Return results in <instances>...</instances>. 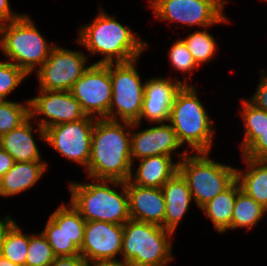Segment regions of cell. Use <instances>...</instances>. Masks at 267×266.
Wrapping results in <instances>:
<instances>
[{"label": "cell", "instance_id": "obj_3", "mask_svg": "<svg viewBox=\"0 0 267 266\" xmlns=\"http://www.w3.org/2000/svg\"><path fill=\"white\" fill-rule=\"evenodd\" d=\"M69 181L70 202L85 221H104L123 225L130 219L126 182L93 179ZM120 189V191H118Z\"/></svg>", "mask_w": 267, "mask_h": 266}, {"label": "cell", "instance_id": "obj_29", "mask_svg": "<svg viewBox=\"0 0 267 266\" xmlns=\"http://www.w3.org/2000/svg\"><path fill=\"white\" fill-rule=\"evenodd\" d=\"M30 117V101H0V137L22 125Z\"/></svg>", "mask_w": 267, "mask_h": 266}, {"label": "cell", "instance_id": "obj_39", "mask_svg": "<svg viewBox=\"0 0 267 266\" xmlns=\"http://www.w3.org/2000/svg\"><path fill=\"white\" fill-rule=\"evenodd\" d=\"M90 266H129V264L121 258L119 259H108V260H99L90 263Z\"/></svg>", "mask_w": 267, "mask_h": 266}, {"label": "cell", "instance_id": "obj_36", "mask_svg": "<svg viewBox=\"0 0 267 266\" xmlns=\"http://www.w3.org/2000/svg\"><path fill=\"white\" fill-rule=\"evenodd\" d=\"M9 0H0V25L20 18L24 13H19L11 8Z\"/></svg>", "mask_w": 267, "mask_h": 266}, {"label": "cell", "instance_id": "obj_16", "mask_svg": "<svg viewBox=\"0 0 267 266\" xmlns=\"http://www.w3.org/2000/svg\"><path fill=\"white\" fill-rule=\"evenodd\" d=\"M174 78V79H173ZM152 77L145 82L142 111L137 123L148 124L168 122L176 93L183 84L175 77Z\"/></svg>", "mask_w": 267, "mask_h": 266}, {"label": "cell", "instance_id": "obj_40", "mask_svg": "<svg viewBox=\"0 0 267 266\" xmlns=\"http://www.w3.org/2000/svg\"><path fill=\"white\" fill-rule=\"evenodd\" d=\"M13 217H11L9 214H6L4 217L1 216L0 218V235L3 230V228L11 221Z\"/></svg>", "mask_w": 267, "mask_h": 266}, {"label": "cell", "instance_id": "obj_5", "mask_svg": "<svg viewBox=\"0 0 267 266\" xmlns=\"http://www.w3.org/2000/svg\"><path fill=\"white\" fill-rule=\"evenodd\" d=\"M27 13L20 18L0 25V52L5 60L33 74L49 57L57 44L48 41Z\"/></svg>", "mask_w": 267, "mask_h": 266}, {"label": "cell", "instance_id": "obj_18", "mask_svg": "<svg viewBox=\"0 0 267 266\" xmlns=\"http://www.w3.org/2000/svg\"><path fill=\"white\" fill-rule=\"evenodd\" d=\"M130 219L164 228L165 200L161 188L142 187L126 181Z\"/></svg>", "mask_w": 267, "mask_h": 266}, {"label": "cell", "instance_id": "obj_41", "mask_svg": "<svg viewBox=\"0 0 267 266\" xmlns=\"http://www.w3.org/2000/svg\"><path fill=\"white\" fill-rule=\"evenodd\" d=\"M0 266H18L0 254Z\"/></svg>", "mask_w": 267, "mask_h": 266}, {"label": "cell", "instance_id": "obj_34", "mask_svg": "<svg viewBox=\"0 0 267 266\" xmlns=\"http://www.w3.org/2000/svg\"><path fill=\"white\" fill-rule=\"evenodd\" d=\"M240 156L252 160H267V132L261 133Z\"/></svg>", "mask_w": 267, "mask_h": 266}, {"label": "cell", "instance_id": "obj_13", "mask_svg": "<svg viewBox=\"0 0 267 266\" xmlns=\"http://www.w3.org/2000/svg\"><path fill=\"white\" fill-rule=\"evenodd\" d=\"M140 125L137 122L131 123L132 162L157 155H168L172 157L176 155L175 160L179 162L188 154L185 147L183 148V152H180L183 146L178 141L176 132L169 122L152 123L150 125L151 127L148 125L143 130H139Z\"/></svg>", "mask_w": 267, "mask_h": 266}, {"label": "cell", "instance_id": "obj_6", "mask_svg": "<svg viewBox=\"0 0 267 266\" xmlns=\"http://www.w3.org/2000/svg\"><path fill=\"white\" fill-rule=\"evenodd\" d=\"M123 228L121 258L129 266H168L173 262V232L133 219Z\"/></svg>", "mask_w": 267, "mask_h": 266}, {"label": "cell", "instance_id": "obj_28", "mask_svg": "<svg viewBox=\"0 0 267 266\" xmlns=\"http://www.w3.org/2000/svg\"><path fill=\"white\" fill-rule=\"evenodd\" d=\"M206 27L204 29H196L192 33H188L186 37H182L189 52L192 54L194 61L199 67L213 61L218 52V43L213 34Z\"/></svg>", "mask_w": 267, "mask_h": 266}, {"label": "cell", "instance_id": "obj_27", "mask_svg": "<svg viewBox=\"0 0 267 266\" xmlns=\"http://www.w3.org/2000/svg\"><path fill=\"white\" fill-rule=\"evenodd\" d=\"M58 206L49 217L65 231L69 239L81 249L84 231L85 219L81 216L80 212L72 205V203L64 202Z\"/></svg>", "mask_w": 267, "mask_h": 266}, {"label": "cell", "instance_id": "obj_19", "mask_svg": "<svg viewBox=\"0 0 267 266\" xmlns=\"http://www.w3.org/2000/svg\"><path fill=\"white\" fill-rule=\"evenodd\" d=\"M174 159L168 155H157L133 161L129 181L136 186L162 188L178 172L179 162Z\"/></svg>", "mask_w": 267, "mask_h": 266}, {"label": "cell", "instance_id": "obj_21", "mask_svg": "<svg viewBox=\"0 0 267 266\" xmlns=\"http://www.w3.org/2000/svg\"><path fill=\"white\" fill-rule=\"evenodd\" d=\"M47 161L15 162L0 178V197L21 195L32 189L47 174Z\"/></svg>", "mask_w": 267, "mask_h": 266}, {"label": "cell", "instance_id": "obj_7", "mask_svg": "<svg viewBox=\"0 0 267 266\" xmlns=\"http://www.w3.org/2000/svg\"><path fill=\"white\" fill-rule=\"evenodd\" d=\"M210 155L211 152H190L179 161L178 172L186 180L199 209L236 181L237 167L218 162Z\"/></svg>", "mask_w": 267, "mask_h": 266}, {"label": "cell", "instance_id": "obj_2", "mask_svg": "<svg viewBox=\"0 0 267 266\" xmlns=\"http://www.w3.org/2000/svg\"><path fill=\"white\" fill-rule=\"evenodd\" d=\"M132 164L131 122L96 119L85 176L126 182Z\"/></svg>", "mask_w": 267, "mask_h": 266}, {"label": "cell", "instance_id": "obj_10", "mask_svg": "<svg viewBox=\"0 0 267 266\" xmlns=\"http://www.w3.org/2000/svg\"><path fill=\"white\" fill-rule=\"evenodd\" d=\"M56 44L46 61L35 71L38 90L70 91L75 81L89 68L86 51L63 48ZM82 51V52H81Z\"/></svg>", "mask_w": 267, "mask_h": 266}, {"label": "cell", "instance_id": "obj_9", "mask_svg": "<svg viewBox=\"0 0 267 266\" xmlns=\"http://www.w3.org/2000/svg\"><path fill=\"white\" fill-rule=\"evenodd\" d=\"M136 58L129 62L110 63L112 99L109 106V120L137 122L144 98L145 81L138 72Z\"/></svg>", "mask_w": 267, "mask_h": 266}, {"label": "cell", "instance_id": "obj_14", "mask_svg": "<svg viewBox=\"0 0 267 266\" xmlns=\"http://www.w3.org/2000/svg\"><path fill=\"white\" fill-rule=\"evenodd\" d=\"M37 91V96L29 98L30 117L44 130L58 124L78 121L86 116L79 101L70 91Z\"/></svg>", "mask_w": 267, "mask_h": 266}, {"label": "cell", "instance_id": "obj_17", "mask_svg": "<svg viewBox=\"0 0 267 266\" xmlns=\"http://www.w3.org/2000/svg\"><path fill=\"white\" fill-rule=\"evenodd\" d=\"M34 122L29 117L22 125L0 137V147L7 151L15 162L44 161L34 136L37 135L45 144V130Z\"/></svg>", "mask_w": 267, "mask_h": 266}, {"label": "cell", "instance_id": "obj_24", "mask_svg": "<svg viewBox=\"0 0 267 266\" xmlns=\"http://www.w3.org/2000/svg\"><path fill=\"white\" fill-rule=\"evenodd\" d=\"M14 218L0 235V254L18 266H25L28 250V234Z\"/></svg>", "mask_w": 267, "mask_h": 266}, {"label": "cell", "instance_id": "obj_31", "mask_svg": "<svg viewBox=\"0 0 267 266\" xmlns=\"http://www.w3.org/2000/svg\"><path fill=\"white\" fill-rule=\"evenodd\" d=\"M44 227L42 233L46 236L56 257H71L80 254V249L50 217Z\"/></svg>", "mask_w": 267, "mask_h": 266}, {"label": "cell", "instance_id": "obj_1", "mask_svg": "<svg viewBox=\"0 0 267 266\" xmlns=\"http://www.w3.org/2000/svg\"><path fill=\"white\" fill-rule=\"evenodd\" d=\"M97 12L92 21L80 25L78 37L73 41L87 50L89 58L102 56L94 64L129 62L151 48L129 25L106 13L103 6Z\"/></svg>", "mask_w": 267, "mask_h": 266}, {"label": "cell", "instance_id": "obj_38", "mask_svg": "<svg viewBox=\"0 0 267 266\" xmlns=\"http://www.w3.org/2000/svg\"><path fill=\"white\" fill-rule=\"evenodd\" d=\"M15 160L4 149L0 147V178L14 165Z\"/></svg>", "mask_w": 267, "mask_h": 266}, {"label": "cell", "instance_id": "obj_26", "mask_svg": "<svg viewBox=\"0 0 267 266\" xmlns=\"http://www.w3.org/2000/svg\"><path fill=\"white\" fill-rule=\"evenodd\" d=\"M239 102L241 107L236 111H239L238 115L244 124V137L238 145L241 154L261 133L267 132V112L257 108L247 98Z\"/></svg>", "mask_w": 267, "mask_h": 266}, {"label": "cell", "instance_id": "obj_4", "mask_svg": "<svg viewBox=\"0 0 267 266\" xmlns=\"http://www.w3.org/2000/svg\"><path fill=\"white\" fill-rule=\"evenodd\" d=\"M198 92L196 85L182 86L175 95L168 121L180 144L188 147V153L211 152L215 145V122Z\"/></svg>", "mask_w": 267, "mask_h": 266}, {"label": "cell", "instance_id": "obj_30", "mask_svg": "<svg viewBox=\"0 0 267 266\" xmlns=\"http://www.w3.org/2000/svg\"><path fill=\"white\" fill-rule=\"evenodd\" d=\"M167 53V57L169 58L168 60L170 62L169 66L173 68V71L176 70L179 73L181 72L180 74H183V79L181 80L183 86L193 85L189 84V81L191 80L194 71L198 70L200 67L194 61L192 54L189 52L184 40L181 37L178 39L176 38V41L173 42L169 48V52Z\"/></svg>", "mask_w": 267, "mask_h": 266}, {"label": "cell", "instance_id": "obj_11", "mask_svg": "<svg viewBox=\"0 0 267 266\" xmlns=\"http://www.w3.org/2000/svg\"><path fill=\"white\" fill-rule=\"evenodd\" d=\"M96 119L86 115L78 121L51 126L45 129V144L67 161L86 169L90 159L92 131Z\"/></svg>", "mask_w": 267, "mask_h": 266}, {"label": "cell", "instance_id": "obj_37", "mask_svg": "<svg viewBox=\"0 0 267 266\" xmlns=\"http://www.w3.org/2000/svg\"><path fill=\"white\" fill-rule=\"evenodd\" d=\"M50 266H90L81 254L71 257H56Z\"/></svg>", "mask_w": 267, "mask_h": 266}, {"label": "cell", "instance_id": "obj_25", "mask_svg": "<svg viewBox=\"0 0 267 266\" xmlns=\"http://www.w3.org/2000/svg\"><path fill=\"white\" fill-rule=\"evenodd\" d=\"M267 210L242 190L236 194L233 207L231 231L249 230L257 227L265 219Z\"/></svg>", "mask_w": 267, "mask_h": 266}, {"label": "cell", "instance_id": "obj_35", "mask_svg": "<svg viewBox=\"0 0 267 266\" xmlns=\"http://www.w3.org/2000/svg\"><path fill=\"white\" fill-rule=\"evenodd\" d=\"M260 80L252 96L247 98L257 108L267 112V71L261 69Z\"/></svg>", "mask_w": 267, "mask_h": 266}, {"label": "cell", "instance_id": "obj_12", "mask_svg": "<svg viewBox=\"0 0 267 266\" xmlns=\"http://www.w3.org/2000/svg\"><path fill=\"white\" fill-rule=\"evenodd\" d=\"M70 93L79 101L87 116L109 120L112 99L110 63H90L89 68L75 81Z\"/></svg>", "mask_w": 267, "mask_h": 266}, {"label": "cell", "instance_id": "obj_20", "mask_svg": "<svg viewBox=\"0 0 267 266\" xmlns=\"http://www.w3.org/2000/svg\"><path fill=\"white\" fill-rule=\"evenodd\" d=\"M165 200L164 229L174 234L179 223L190 211L193 201L191 192L183 176L177 172L161 188Z\"/></svg>", "mask_w": 267, "mask_h": 266}, {"label": "cell", "instance_id": "obj_22", "mask_svg": "<svg viewBox=\"0 0 267 266\" xmlns=\"http://www.w3.org/2000/svg\"><path fill=\"white\" fill-rule=\"evenodd\" d=\"M245 168H236L240 189L267 210V160L243 157Z\"/></svg>", "mask_w": 267, "mask_h": 266}, {"label": "cell", "instance_id": "obj_15", "mask_svg": "<svg viewBox=\"0 0 267 266\" xmlns=\"http://www.w3.org/2000/svg\"><path fill=\"white\" fill-rule=\"evenodd\" d=\"M124 228L104 221H86L80 254L90 263L119 259L122 253Z\"/></svg>", "mask_w": 267, "mask_h": 266}, {"label": "cell", "instance_id": "obj_8", "mask_svg": "<svg viewBox=\"0 0 267 266\" xmlns=\"http://www.w3.org/2000/svg\"><path fill=\"white\" fill-rule=\"evenodd\" d=\"M229 0H148L147 8L152 10L154 19L171 25L202 29L217 24H230L225 6Z\"/></svg>", "mask_w": 267, "mask_h": 266}, {"label": "cell", "instance_id": "obj_32", "mask_svg": "<svg viewBox=\"0 0 267 266\" xmlns=\"http://www.w3.org/2000/svg\"><path fill=\"white\" fill-rule=\"evenodd\" d=\"M56 258L46 236L39 232L28 234V250L25 266H50Z\"/></svg>", "mask_w": 267, "mask_h": 266}, {"label": "cell", "instance_id": "obj_33", "mask_svg": "<svg viewBox=\"0 0 267 266\" xmlns=\"http://www.w3.org/2000/svg\"><path fill=\"white\" fill-rule=\"evenodd\" d=\"M29 75L8 60H0V101L9 100L11 93L18 89Z\"/></svg>", "mask_w": 267, "mask_h": 266}, {"label": "cell", "instance_id": "obj_23", "mask_svg": "<svg viewBox=\"0 0 267 266\" xmlns=\"http://www.w3.org/2000/svg\"><path fill=\"white\" fill-rule=\"evenodd\" d=\"M240 190L239 183L235 181L228 189L216 195L200 209L218 233L223 234L231 230L233 207L236 194Z\"/></svg>", "mask_w": 267, "mask_h": 266}]
</instances>
